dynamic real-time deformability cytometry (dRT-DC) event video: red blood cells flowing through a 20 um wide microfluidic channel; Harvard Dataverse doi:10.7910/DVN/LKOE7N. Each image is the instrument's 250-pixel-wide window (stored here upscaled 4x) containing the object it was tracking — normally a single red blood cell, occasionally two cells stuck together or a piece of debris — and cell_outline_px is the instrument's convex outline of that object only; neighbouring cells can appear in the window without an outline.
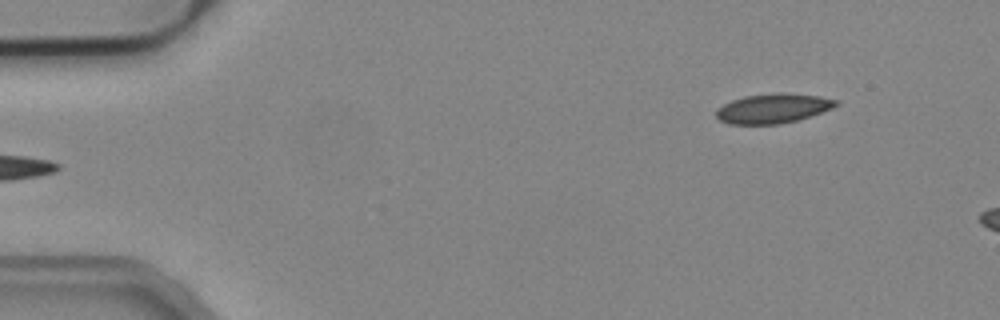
{"species": "common noctule bat (a hibernating species)", "species_latin": "Nyctalus noctula", "temperature_condition": "cold", "stored_images_in_passage": 2, "camera_frame_rate_fps": 3000, "um_per_image_px": 0.085, "animal": {"sex": "male", "body_mass_g": 19.2, "forearm_length_mm": 51.8}, "frame": {"image": 1, "passage_image": 2, "time_ms": 0.333, "image_size_px": [1000, 320], "cell_outline_px": [[840, 104], [832, 108], [796, 120], [780, 124], [728, 124], [720, 120], [716, 116], [716, 112], [724, 104], [732, 100], [744, 96], [776, 92], [784, 92], [820, 96], [840, 100]], "centroid_in_image_um": [65.73, 9.2], "position_along_channel_um": 19.3, "area_um2": 20.63}}